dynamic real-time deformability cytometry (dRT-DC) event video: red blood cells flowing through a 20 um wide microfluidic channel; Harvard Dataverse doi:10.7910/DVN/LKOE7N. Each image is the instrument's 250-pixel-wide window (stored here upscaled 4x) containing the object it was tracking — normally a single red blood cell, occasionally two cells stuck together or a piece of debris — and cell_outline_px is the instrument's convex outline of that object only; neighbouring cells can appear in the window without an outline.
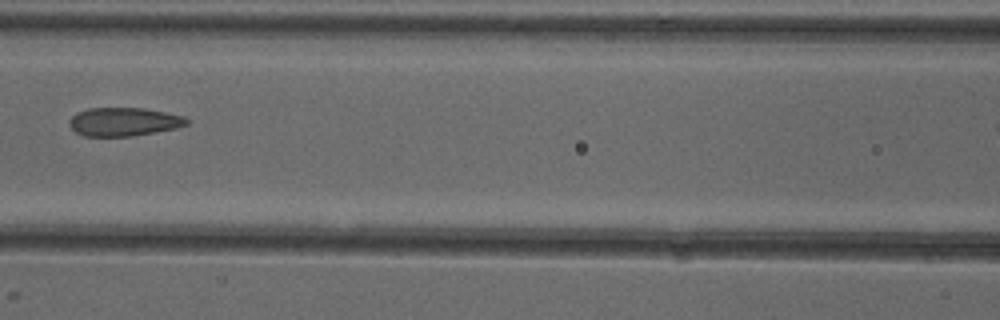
{"species": "common noctule bat (a hibernating species)", "species_latin": "Nyctalus noctula", "temperature_condition": "cold", "stored_images_in_passage": 6, "camera_frame_rate_fps": 3000, "um_per_image_px": 0.085, "animal": {"sex": "female"}, "frame": {"image": 1, "passage_image": 5, "time_ms": 4.667, "image_size_px": [1000, 320], "cell_outline_px": [[188, 124], [176, 128], [132, 136], [84, 136], [76, 132], [68, 124], [68, 120], [76, 112], [88, 108], [144, 108], [184, 116], [188, 120]], "centroid_in_image_um": [10.49, 10.34], "position_along_channel_um": 156.1, "area_um2": 19.48}}
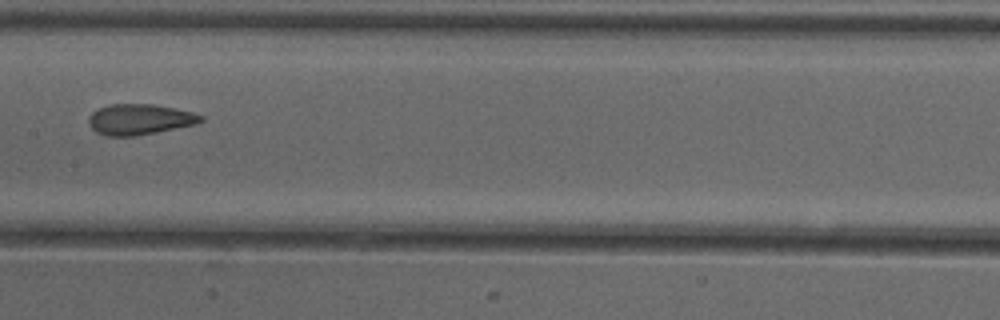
{"frame": {"image": 2, "passage_image": 6, "time_ms": 5.667, "image_size_px": [1000, 320], "cell_outline_px": [[204, 120], [196, 124], [136, 136], [108, 136], [96, 132], [88, 124], [88, 116], [92, 112], [100, 108], [112, 104], [152, 104], [192, 112], [204, 116]], "centroid_in_image_um": [11.85, 10.15], "position_along_channel_um": 195.5, "area_um2": 19.94}}